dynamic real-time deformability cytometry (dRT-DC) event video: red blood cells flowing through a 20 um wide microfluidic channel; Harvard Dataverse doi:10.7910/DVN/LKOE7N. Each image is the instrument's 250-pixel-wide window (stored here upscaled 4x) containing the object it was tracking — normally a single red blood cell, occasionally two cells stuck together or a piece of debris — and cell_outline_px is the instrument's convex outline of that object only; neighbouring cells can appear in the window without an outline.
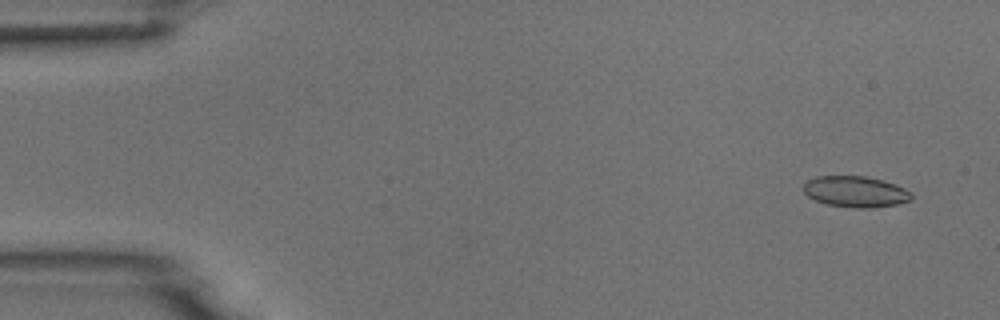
{"species": "common noctule bat (a hibernating species)", "species_latin": "Nyctalus noctula", "temperature_condition": "room temperature", "stored_images_in_passage": 10, "camera_frame_rate_fps": 3000, "um_per_image_px": 0.085, "animal": {"sex": "male", "body_mass_g": 18.8}, "frame": {"image": 1, "passage_image": 1, "time_ms": 0.0, "image_size_px": [1000, 320], "cell_outline_px": [[912, 200], [896, 204], [872, 208], [856, 208], [824, 204], [808, 196], [804, 192], [804, 184], [808, 180], [816, 176], [864, 176], [884, 180], [904, 188], [912, 192]], "centroid_in_image_um": [72.73, 16.29], "position_along_channel_um": 12.3, "area_um2": 19.59}}
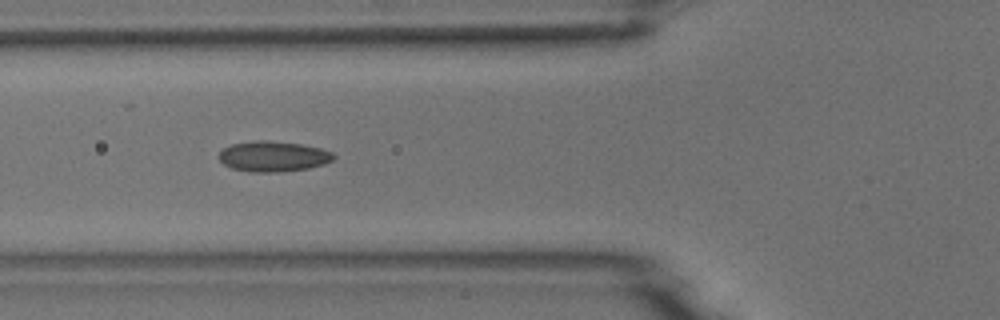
{"frame": {"image": 2, "passage_image": 5, "time_ms": 1.333, "image_size_px": [1000, 320], "cell_outline_px": [[336, 156], [332, 160], [324, 164], [308, 168], [280, 172], [248, 172], [232, 168], [224, 164], [220, 160], [220, 152], [224, 148], [232, 144], [252, 140], [264, 140], [300, 144], [320, 148], [332, 152]], "centroid_in_image_um": [23.22, 13.29], "position_along_channel_um": 102.6, "area_um2": 20.29}}
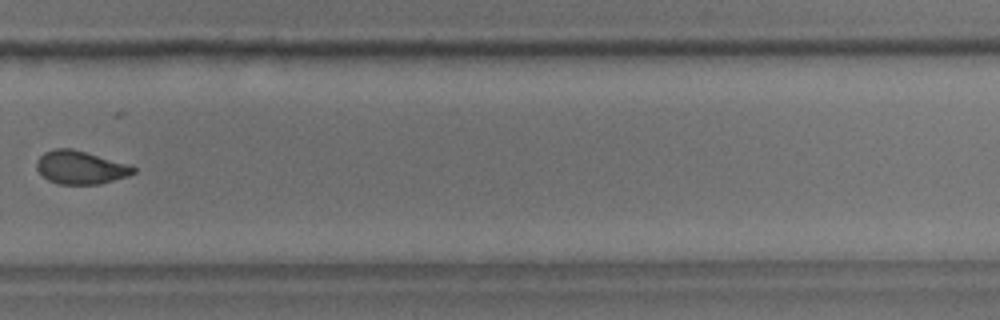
{"frame": {"image": 3, "passage_image": 10, "time_ms": 3.0, "image_size_px": [1000, 320], "cell_outline_px": [[136, 172], [128, 176], [100, 184], [60, 184], [48, 180], [36, 168], [36, 160], [44, 152], [56, 148], [72, 148], [128, 164], [136, 168]], "centroid_in_image_um": [6.84, 14.23], "position_along_channel_um": 323.0, "area_um2": 18.67}}